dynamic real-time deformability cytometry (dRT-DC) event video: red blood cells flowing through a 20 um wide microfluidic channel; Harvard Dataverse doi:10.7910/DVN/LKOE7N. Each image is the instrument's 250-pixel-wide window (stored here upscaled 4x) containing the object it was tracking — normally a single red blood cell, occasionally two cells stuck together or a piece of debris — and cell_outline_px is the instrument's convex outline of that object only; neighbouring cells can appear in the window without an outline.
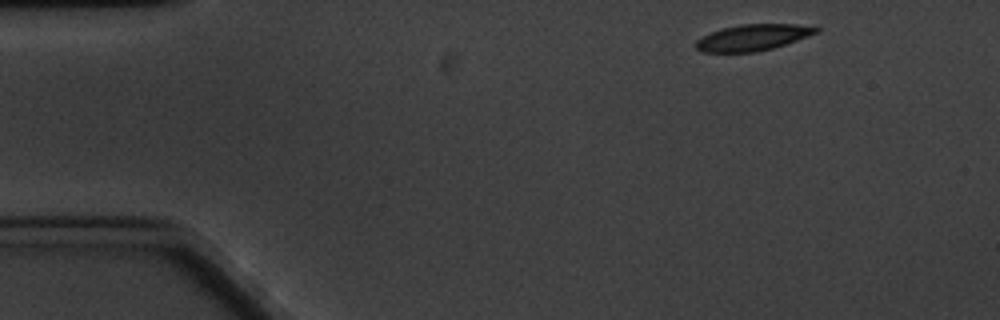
{"species": "common noctule bat (a hibernating species)", "species_latin": "Nyctalus noctula", "temperature_condition": "cold", "stored_images_in_passage": 4, "camera_frame_rate_fps": 3000, "um_per_image_px": 0.085, "animal": {"sex": "male", "body_mass_g": 20.1, "forearm_length_mm": 53.5}, "frame": {"image": 1, "passage_image": 1, "time_ms": 0.0, "image_size_px": [1000, 320], "cell_outline_px": [[820, 28], [816, 32], [808, 36], [772, 48], [756, 52], [700, 52], [696, 48], [696, 40], [720, 28], [740, 24], [796, 24]], "centroid_in_image_um": [63.94, 3.18], "position_along_channel_um": 21.1, "area_um2": 18.15}}
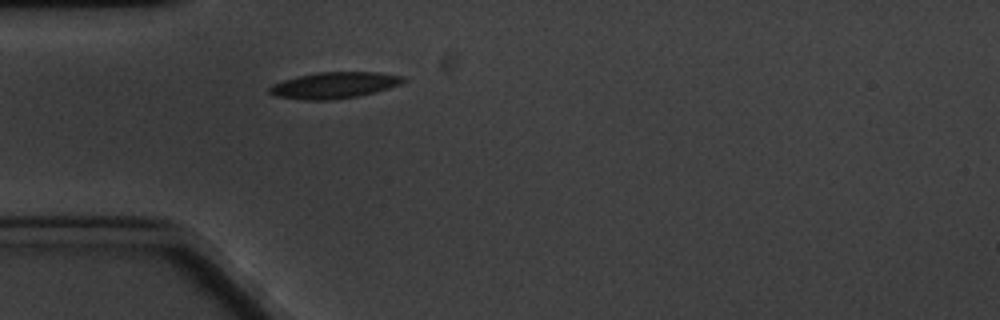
{"frame": {"image": 2, "passage_image": 4, "time_ms": 3.333, "image_size_px": [1000, 320], "cell_outline_px": [[408, 80], [400, 84], [376, 92], [356, 96], [328, 100], [304, 100], [272, 96], [268, 92], [268, 88], [272, 84], [296, 76], [316, 72], [376, 72], [404, 76]], "centroid_in_image_um": [28.37, 7.24], "position_along_channel_um": 56.6, "area_um2": 20.63}}